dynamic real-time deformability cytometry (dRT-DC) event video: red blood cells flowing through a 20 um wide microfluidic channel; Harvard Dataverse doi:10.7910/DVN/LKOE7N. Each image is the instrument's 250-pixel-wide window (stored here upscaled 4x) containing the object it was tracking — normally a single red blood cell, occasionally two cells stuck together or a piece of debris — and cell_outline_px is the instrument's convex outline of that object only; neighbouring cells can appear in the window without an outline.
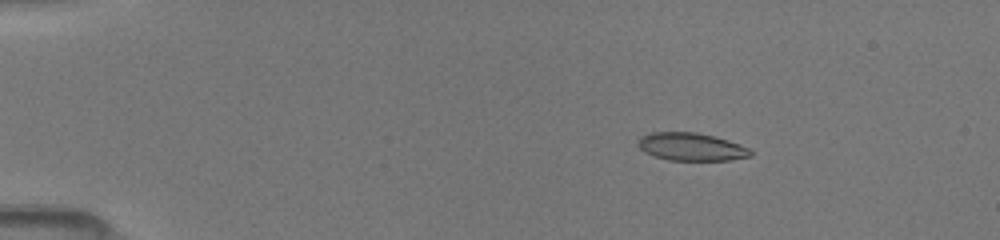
{"species": "common noctule bat (a hibernating species)", "species_latin": "Nyctalus noctula", "temperature_condition": "room temperature", "stored_images_in_passage": 8, "camera_frame_rate_fps": 3000, "um_per_image_px": 0.085, "animal": {"sex": "female", "body_mass_g": 19.5, "forearm_length_mm": 54.1}, "frame": {"image": 1, "passage_image": 4, "time_ms": 2.667, "image_size_px": [1000, 240], "cell_outline_px": [[752, 156], [728, 160], [668, 160], [644, 152], [636, 144], [640, 136], [652, 132], [696, 132], [728, 140], [740, 144], [748, 148], [752, 152]], "centroid_in_image_um": [58.73, 12.47], "position_along_channel_um": 26.3, "area_um2": 18.21}}
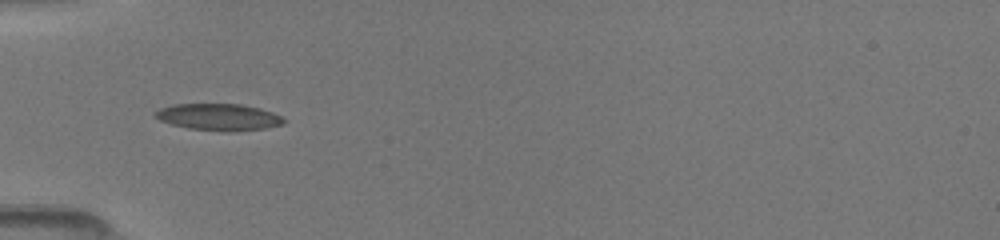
{"frame": {"image": 2, "passage_image": 7, "time_ms": 5.667, "image_size_px": [1000, 240], "cell_outline_px": [[288, 120], [284, 124], [264, 128], [232, 132], [228, 132], [188, 128], [172, 124], [160, 120], [152, 112], [160, 108], [172, 104], [240, 104], [260, 108], [272, 112]], "centroid_in_image_um": [18.6, 9.95], "position_along_channel_um": 66.4, "area_um2": 20.11}}